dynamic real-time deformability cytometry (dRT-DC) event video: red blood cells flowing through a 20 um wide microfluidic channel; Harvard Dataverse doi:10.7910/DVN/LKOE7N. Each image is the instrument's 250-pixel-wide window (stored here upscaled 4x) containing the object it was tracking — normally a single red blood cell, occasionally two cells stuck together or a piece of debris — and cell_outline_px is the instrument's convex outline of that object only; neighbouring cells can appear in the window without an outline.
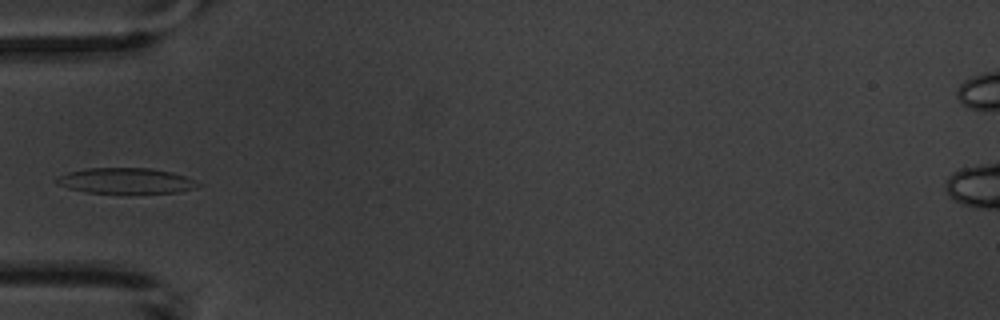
{"species": "common noctule bat (a hibernating species)", "species_latin": "Nyctalus noctula", "temperature_condition": "warm", "stored_images_in_passage": 5, "camera_frame_rate_fps": 3000, "um_per_image_px": 0.085, "animal": {"sex": "male", "body_mass_g": 20.1, "forearm_length_mm": 53.5}, "frame": {"image": 1, "passage_image": 5, "time_ms": 5.667, "image_size_px": [1000, 320], "cell_outline_px": [[204, 184], [196, 188], [180, 192], [88, 192], [68, 188], [56, 184], [56, 176], [68, 172], [84, 168], [152, 168], [172, 172], [184, 176]], "centroid_in_image_um": [10.7, 15.35], "position_along_channel_um": 74.3, "area_um2": 20.98}}